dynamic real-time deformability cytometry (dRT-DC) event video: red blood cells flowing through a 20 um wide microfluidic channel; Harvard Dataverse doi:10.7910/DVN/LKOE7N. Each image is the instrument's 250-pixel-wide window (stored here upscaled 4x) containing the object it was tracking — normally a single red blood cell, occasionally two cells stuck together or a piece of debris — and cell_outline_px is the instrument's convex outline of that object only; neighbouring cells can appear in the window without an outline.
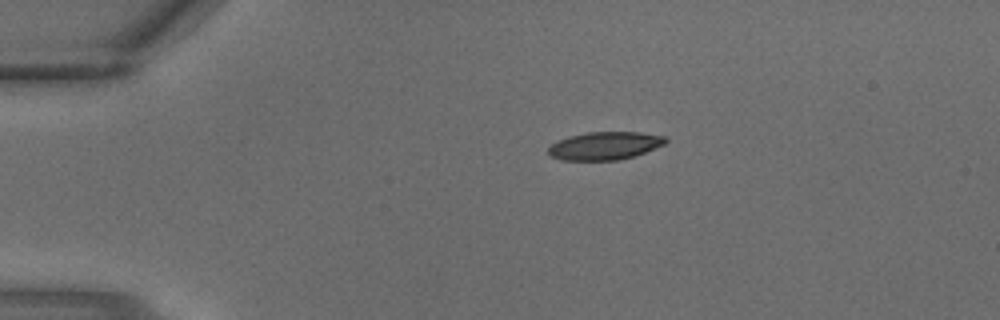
{"species": "common noctule bat (a hibernating species)", "species_latin": "Nyctalus noctula", "temperature_condition": "warm", "stored_images_in_passage": 1, "camera_frame_rate_fps": 3000, "um_per_image_px": 0.085, "animal": {"sex": "male", "body_mass_g": 18.8}, "frame": {"image": 1, "passage_image": 1, "time_ms": 0.0, "image_size_px": [1000, 320], "cell_outline_px": [[668, 140], [664, 144], [644, 152], [620, 160], [560, 160], [552, 156], [548, 152], [548, 148], [552, 144], [568, 136], [588, 132], [640, 132], [664, 136]], "centroid_in_image_um": [51.4, 12.38], "position_along_channel_um": 33.6, "area_um2": 18.9}}